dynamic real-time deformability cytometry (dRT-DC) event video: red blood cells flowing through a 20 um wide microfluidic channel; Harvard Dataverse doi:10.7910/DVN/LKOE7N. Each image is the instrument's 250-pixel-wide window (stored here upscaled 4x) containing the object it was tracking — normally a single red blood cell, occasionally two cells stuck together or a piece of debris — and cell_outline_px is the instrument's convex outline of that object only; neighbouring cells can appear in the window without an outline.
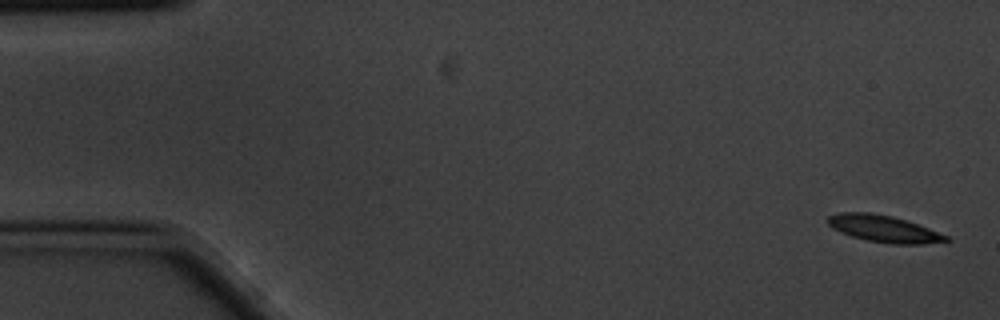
{"species": "common noctule bat (a hibernating species)", "species_latin": "Nyctalus noctula", "temperature_condition": "cold", "stored_images_in_passage": 8, "camera_frame_rate_fps": 3000, "um_per_image_px": 0.085, "animal": {"sex": "male", "body_mass_g": 20.1, "forearm_length_mm": 53.5}, "frame": {"image": 1, "passage_image": 1, "time_ms": 0.0, "image_size_px": [1000, 320], "cell_outline_px": [[952, 240], [924, 244], [892, 244], [868, 240], [852, 236], [840, 232], [832, 228], [828, 224], [828, 216], [840, 212], [868, 212], [892, 216], [928, 228], [948, 236]], "centroid_in_image_um": [75.11, 19.44], "position_along_channel_um": 9.9, "area_um2": 18.26}}
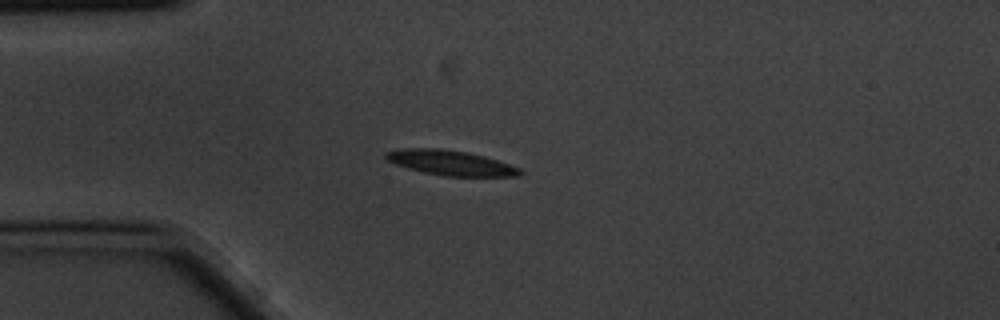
{"frame": {"image": 2, "passage_image": 5, "time_ms": 1.333, "image_size_px": [1000, 320], "cell_outline_px": [[524, 172], [520, 176], [444, 176], [424, 172], [408, 168], [396, 164], [388, 160], [384, 156], [384, 152], [400, 148], [440, 148], [468, 152], [484, 156], [520, 168]], "centroid_in_image_um": [38.29, 13.83], "position_along_channel_um": 46.7, "area_um2": 19.48}}
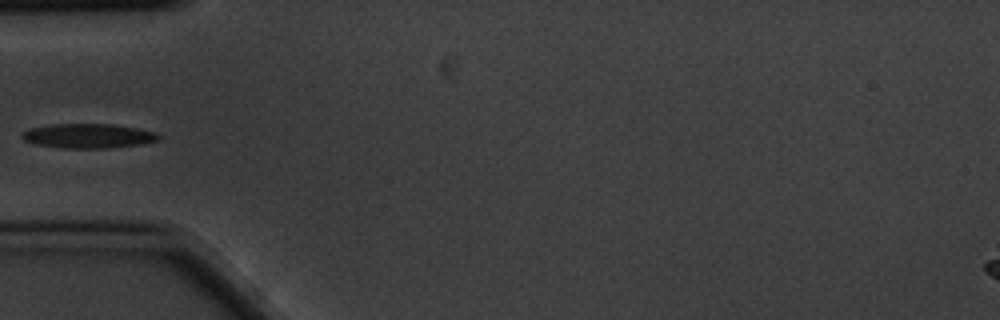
{"frame": {"image": 3, "passage_image": 6, "time_ms": 1.667, "image_size_px": [1000, 320], "cell_outline_px": [[160, 140], [140, 144], [108, 148], [60, 148], [32, 144], [24, 140], [20, 136], [20, 132], [32, 128], [52, 124], [112, 124], [136, 128], [156, 132], [160, 136]], "centroid_in_image_um": [7.46, 11.56], "position_along_channel_um": 77.5, "area_um2": 19.59}}